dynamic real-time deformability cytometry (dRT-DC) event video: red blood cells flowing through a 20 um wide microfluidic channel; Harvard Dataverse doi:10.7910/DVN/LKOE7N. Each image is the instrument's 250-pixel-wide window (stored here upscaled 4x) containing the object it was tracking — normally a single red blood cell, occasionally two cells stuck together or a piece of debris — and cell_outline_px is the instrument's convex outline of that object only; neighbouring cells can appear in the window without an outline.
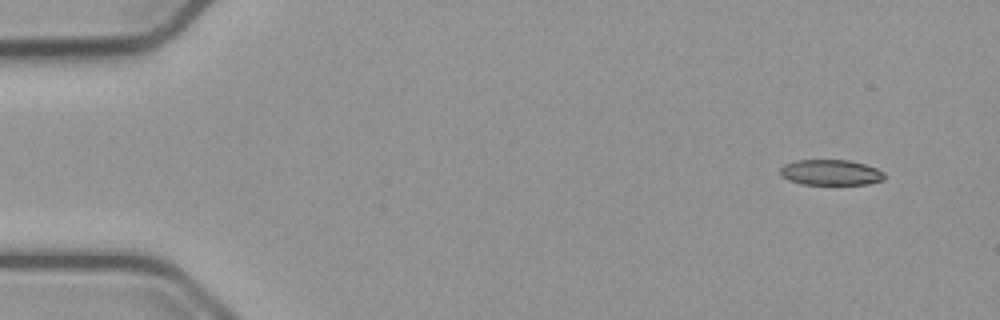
{"species": "common noctule bat (a hibernating species)", "species_latin": "Nyctalus noctula", "temperature_condition": "cold", "stored_images_in_passage": 51, "camera_frame_rate_fps": 3000, "um_per_image_px": 0.085, "animal": {"sex": "male", "body_mass_g": 23.1, "forearm_length_mm": 52.7}, "frame": {"image": 1, "passage_image": 1, "time_ms": 0.0, "image_size_px": [1000, 320], "cell_outline_px": [[884, 180], [868, 184], [800, 184], [788, 180], [780, 176], [780, 168], [784, 164], [796, 160], [848, 160], [864, 164], [876, 168], [884, 172]], "centroid_in_image_um": [70.58, 14.66], "position_along_channel_um": 14.4, "area_um2": 15.61}}
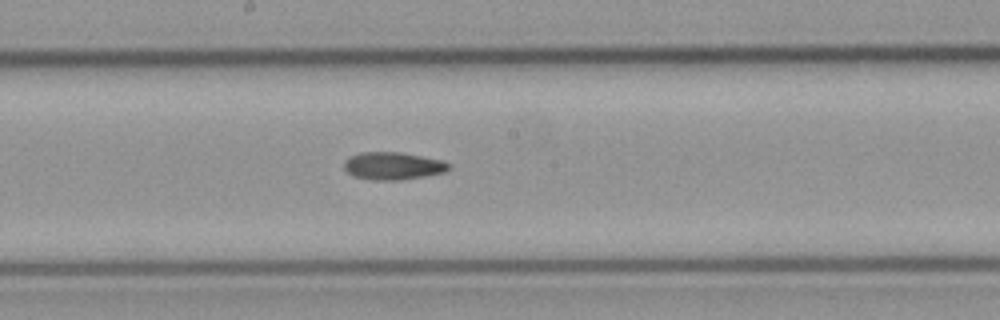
{"frame": {"image": 2, "passage_image": 26, "time_ms": 8.333, "image_size_px": [1000, 320], "cell_outline_px": [[448, 168], [444, 172], [424, 176], [400, 180], [372, 180], [352, 176], [344, 168], [344, 160], [348, 156], [360, 152], [400, 152], [440, 160], [448, 164]], "centroid_in_image_um": [33.31, 14.1], "position_along_channel_um": 214.9, "area_um2": 16.7}}
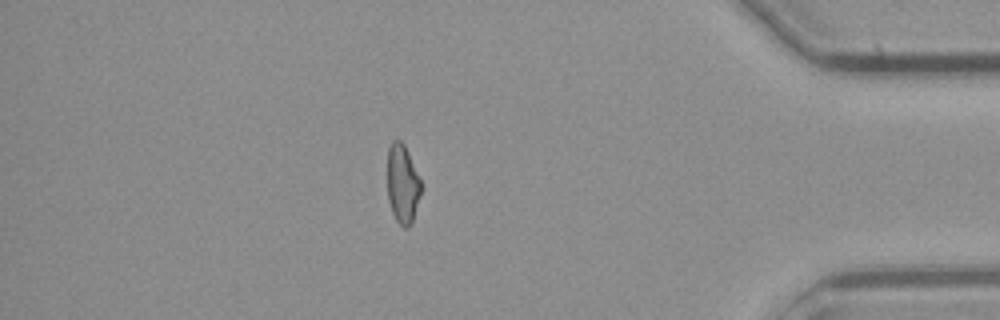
{"frame": {"image": 3, "passage_image": 44, "time_ms": 14.333, "image_size_px": [1000, 320], "cell_outline_px": [[424, 188], [412, 220], [408, 228], [404, 228], [396, 220], [392, 212], [388, 200], [388, 148], [392, 140], [400, 140], [404, 144], [408, 152]], "centroid_in_image_um": [34.24, 15.64], "position_along_channel_um": 401.0, "area_um2": 15.61}}